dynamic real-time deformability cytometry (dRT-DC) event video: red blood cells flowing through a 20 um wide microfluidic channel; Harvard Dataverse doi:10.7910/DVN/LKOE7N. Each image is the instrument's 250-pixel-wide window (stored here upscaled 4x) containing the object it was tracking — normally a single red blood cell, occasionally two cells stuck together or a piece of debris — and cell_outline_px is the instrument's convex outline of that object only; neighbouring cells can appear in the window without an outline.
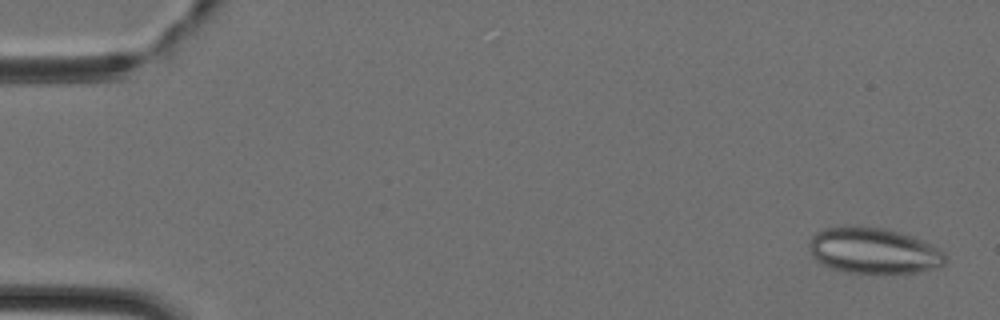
{"species": "Egyptian fruit bat (a non-hibernating species)", "species_latin": "Rousettus aegyptiacus", "temperature_condition": "cold", "stored_images_in_passage": 8, "camera_frame_rate_fps": 3000, "um_per_image_px": 0.085, "animal": {"sex": "female"}, "frame": {"image": 1, "passage_image": 2, "time_ms": 0.333, "image_size_px": [1000, 320], "cell_outline_px": [[948, 260], [944, 264], [936, 268], [916, 272], [848, 272], [832, 268], [816, 260], [812, 256], [808, 244], [808, 240], [816, 232], [824, 228], [852, 224], [884, 228], [932, 244], [944, 252]], "centroid_in_image_um": [74.22, 21.28], "position_along_channel_um": 10.8, "area_um2": 36.36}}